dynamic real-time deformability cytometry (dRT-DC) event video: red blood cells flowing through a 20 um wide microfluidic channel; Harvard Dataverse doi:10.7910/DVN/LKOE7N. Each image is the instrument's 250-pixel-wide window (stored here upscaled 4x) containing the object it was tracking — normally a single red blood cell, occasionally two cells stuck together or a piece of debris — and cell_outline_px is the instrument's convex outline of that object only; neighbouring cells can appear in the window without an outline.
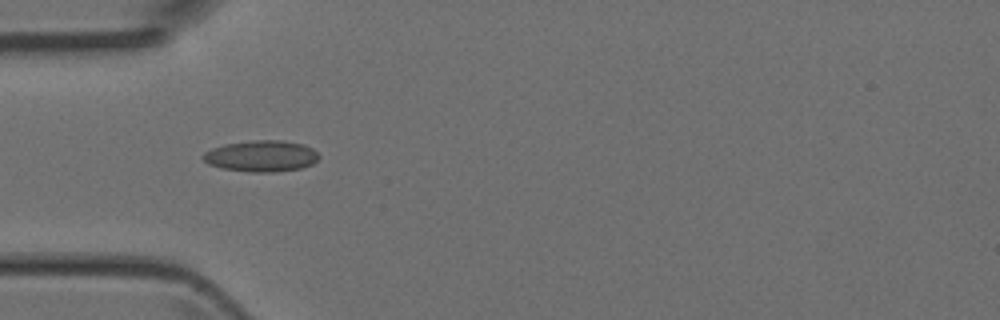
{"species": "Egyptian fruit bat (a non-hibernating species)", "species_latin": "Rousettus aegyptiacus", "temperature_condition": "room temperature", "stored_images_in_passage": 5, "camera_frame_rate_fps": 3000, "um_per_image_px": 0.085, "animal": {"sex": "female"}, "frame": {"image": 1, "passage_image": 4, "time_ms": 1.0, "image_size_px": [1000, 320], "cell_outline_px": [[320, 156], [312, 164], [300, 168], [272, 172], [252, 172], [220, 168], [208, 164], [200, 156], [204, 152], [212, 148], [224, 144], [252, 140], [280, 140], [304, 144], [312, 148]], "centroid_in_image_um": [22.18, 13.26], "position_along_channel_um": 62.8, "area_um2": 21.15}}
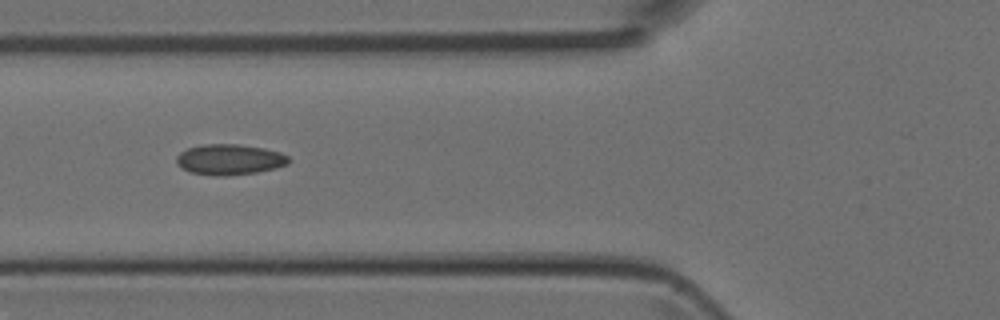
{"frame": {"image": 2, "passage_image": 5, "time_ms": 1.333, "image_size_px": [1000, 320], "cell_outline_px": [[288, 164], [276, 168], [256, 172], [224, 176], [212, 176], [188, 172], [176, 164], [176, 156], [180, 152], [188, 148], [200, 144], [240, 144], [264, 148], [280, 152], [288, 156]], "centroid_in_image_um": [19.47, 13.56], "position_along_channel_um": 106.3, "area_um2": 20.23}}